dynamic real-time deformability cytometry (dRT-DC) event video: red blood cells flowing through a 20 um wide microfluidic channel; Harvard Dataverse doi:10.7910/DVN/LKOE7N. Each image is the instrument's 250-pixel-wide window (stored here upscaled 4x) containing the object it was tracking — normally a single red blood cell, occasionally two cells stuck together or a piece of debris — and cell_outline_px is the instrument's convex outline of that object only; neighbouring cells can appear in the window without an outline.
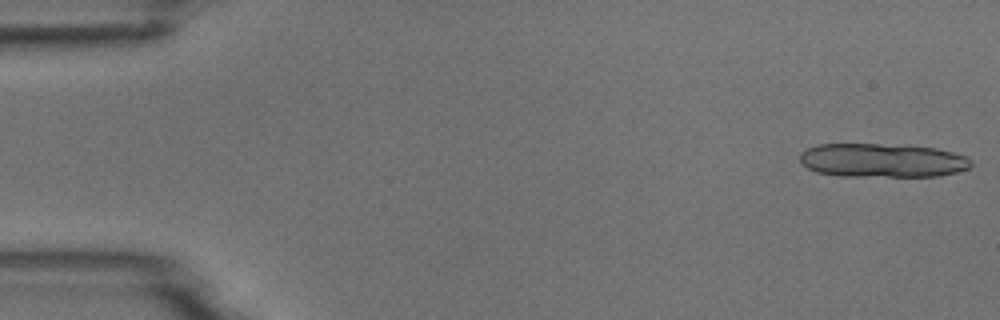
{"species": "common noctule bat (a hibernating species)", "species_latin": "Nyctalus noctula", "temperature_condition": "room temperature", "stored_images_in_passage": 13, "camera_frame_rate_fps": 3000, "um_per_image_px": 0.085, "animal": {"sex": "male", "body_mass_g": 18.8}, "frame": {"image": 1, "passage_image": 1, "time_ms": 0.0, "image_size_px": [1000, 320], "cell_outline_px": [[972, 164], [968, 168], [956, 172], [940, 176], [840, 176], [816, 172], [808, 168], [800, 160], [800, 152], [816, 144], [880, 144], [936, 148], [952, 152], [964, 156], [972, 160]], "centroid_in_image_um": [74.97, 13.64], "position_along_channel_um": 10.0, "area_um2": 33.7}}